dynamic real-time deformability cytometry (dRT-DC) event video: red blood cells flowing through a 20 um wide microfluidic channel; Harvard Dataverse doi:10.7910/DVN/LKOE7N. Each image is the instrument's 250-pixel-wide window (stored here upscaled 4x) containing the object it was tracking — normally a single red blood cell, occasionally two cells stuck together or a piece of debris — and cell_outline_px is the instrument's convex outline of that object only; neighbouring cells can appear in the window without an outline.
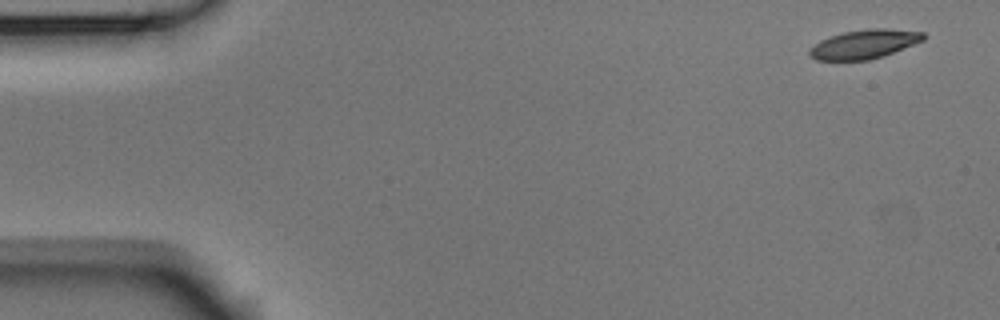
{"species": "Egyptian fruit bat (a non-hibernating species)", "species_latin": "Rousettus aegyptiacus", "temperature_condition": "room temperature", "stored_images_in_passage": 4, "camera_frame_rate_fps": 3000, "um_per_image_px": 0.085, "animal": {"sex": "male"}, "frame": {"image": 1, "passage_image": 1, "time_ms": 0.0, "image_size_px": [1000, 320], "cell_outline_px": [[928, 36], [924, 40], [884, 56], [868, 60], [816, 60], [808, 56], [808, 48], [820, 40], [844, 32], [868, 28], [884, 28], [924, 32]], "centroid_in_image_um": [73.46, 3.75], "position_along_channel_um": 11.5, "area_um2": 19.42}}
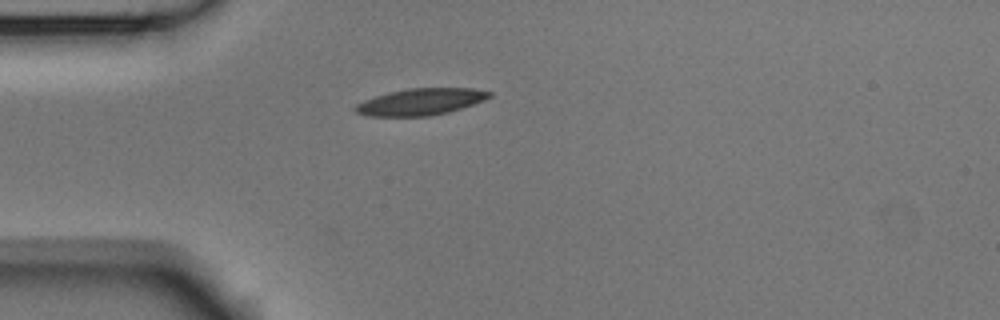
{"frame": {"image": 2, "passage_image": 3, "time_ms": 0.667, "image_size_px": [1000, 320], "cell_outline_px": [[492, 96], [484, 100], [448, 112], [428, 116], [364, 116], [356, 112], [352, 108], [356, 104], [364, 100], [388, 92], [408, 88], [472, 88], [492, 92]], "centroid_in_image_um": [35.72, 8.65], "position_along_channel_um": 49.3, "area_um2": 20.81}}